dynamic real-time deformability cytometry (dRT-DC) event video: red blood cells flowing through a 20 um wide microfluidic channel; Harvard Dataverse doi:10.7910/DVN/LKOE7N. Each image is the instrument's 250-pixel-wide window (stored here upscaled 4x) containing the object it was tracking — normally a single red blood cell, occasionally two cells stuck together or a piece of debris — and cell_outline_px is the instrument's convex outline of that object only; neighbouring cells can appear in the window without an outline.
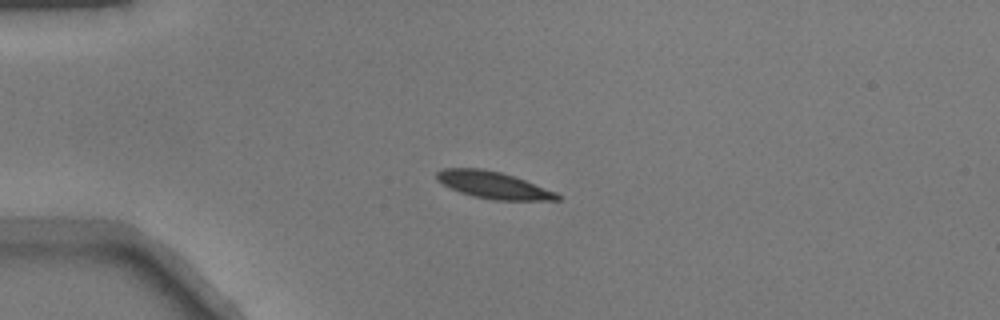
{"species": "common noctule bat (a hibernating species)", "species_latin": "Nyctalus noctula", "temperature_condition": "warm", "stored_images_in_passage": 39, "camera_frame_rate_fps": 3000, "um_per_image_px": 0.085, "animal": {"sex": "male", "body_mass_g": 17.9}, "frame": {"image": 1, "passage_image": 1, "time_ms": 0.0, "image_size_px": [1000, 320], "cell_outline_px": [[560, 200], [492, 200], [472, 196], [460, 192], [436, 180], [436, 172], [444, 168], [480, 168], [500, 172], [524, 180], [556, 192], [560, 196]], "centroid_in_image_um": [41.91, 15.73], "position_along_channel_um": 43.1, "area_um2": 18.73}}
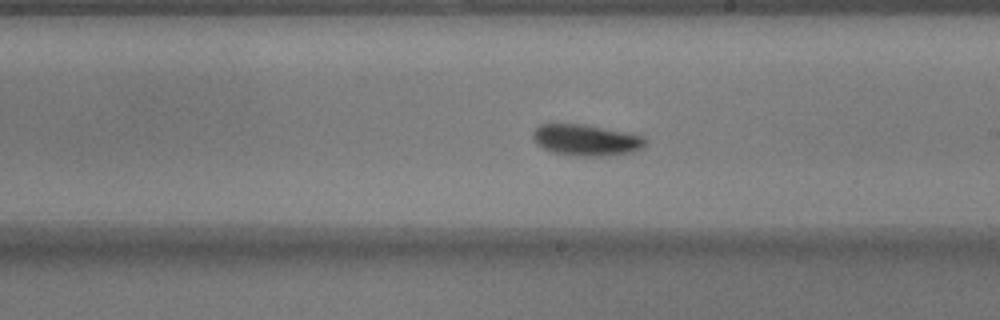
{"frame": {"image": 2, "passage_image": 18, "time_ms": 5.667, "image_size_px": [1000, 320], "cell_outline_px": [[648, 140], [640, 148], [632, 152], [600, 156], [576, 156], [552, 152], [536, 144], [532, 140], [532, 132], [540, 124], [584, 124], [644, 136]], "centroid_in_image_um": [49.78, 11.9], "position_along_channel_um": 239.2, "area_um2": 20.4}}
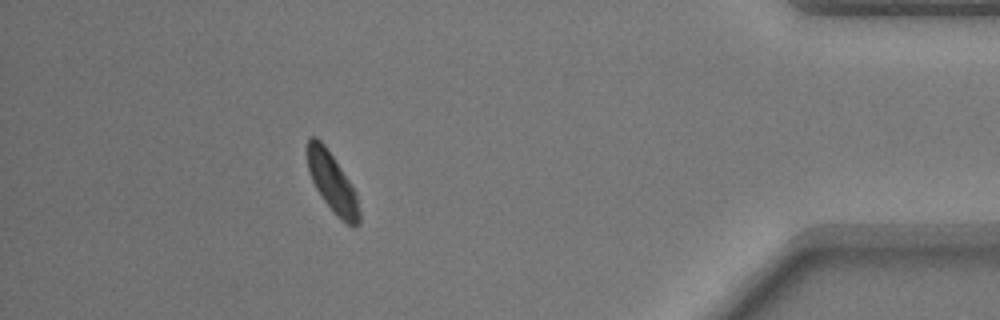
{"frame": {"image": 3, "passage_image": 34, "time_ms": 11.0, "image_size_px": [1000, 320], "cell_outline_px": [[360, 224], [356, 228], [352, 228], [340, 220], [336, 216], [324, 200], [316, 188], [308, 172], [308, 136], [316, 136], [324, 144], [356, 192], [360, 212]], "centroid_in_image_um": [28.27, 15.59], "position_along_channel_um": 406.9, "area_um2": 17.86}}